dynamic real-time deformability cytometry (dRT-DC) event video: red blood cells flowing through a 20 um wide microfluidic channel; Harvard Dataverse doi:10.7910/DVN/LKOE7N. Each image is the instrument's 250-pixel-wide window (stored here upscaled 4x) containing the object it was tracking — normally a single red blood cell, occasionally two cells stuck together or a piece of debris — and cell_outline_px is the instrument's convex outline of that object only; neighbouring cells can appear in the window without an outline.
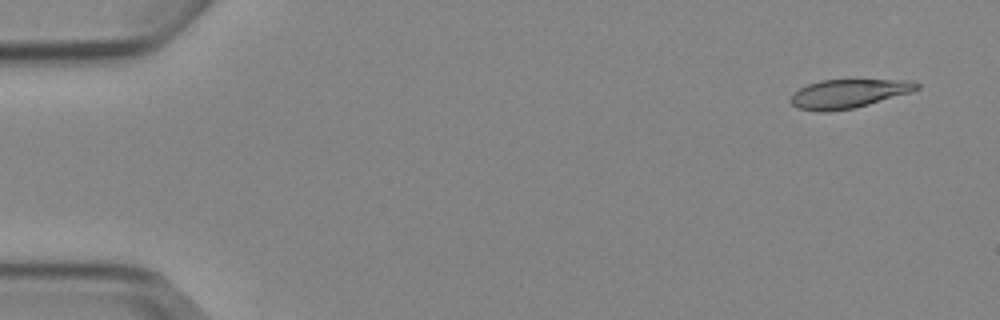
{"species": "Egyptian fruit bat (a non-hibernating species)", "species_latin": "Rousettus aegyptiacus", "temperature_condition": "cold", "stored_images_in_passage": 7, "camera_frame_rate_fps": 3000, "um_per_image_px": 0.085, "animal": {"sex": "female"}, "frame": {"image": 1, "passage_image": 1, "time_ms": 0.0, "image_size_px": [1000, 320], "cell_outline_px": [[920, 88], [912, 92], [868, 104], [852, 108], [820, 112], [800, 108], [792, 104], [788, 100], [792, 92], [808, 84], [820, 80], [912, 80], [920, 84]], "centroid_in_image_um": [72.11, 7.94], "position_along_channel_um": 12.9, "area_um2": 21.04}}
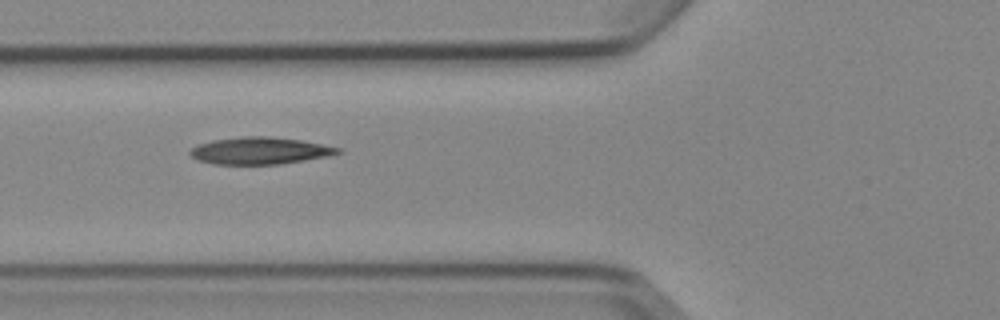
{"frame": {"image": 2, "passage_image": 6, "time_ms": 5.667, "image_size_px": [1000, 320], "cell_outline_px": [[340, 152], [328, 156], [280, 164], [212, 164], [200, 160], [192, 156], [188, 152], [196, 144], [212, 140], [240, 136], [268, 136], [300, 140], [340, 148]], "centroid_in_image_um": [22.03, 12.8], "position_along_channel_um": 103.8, "area_um2": 23.12}}
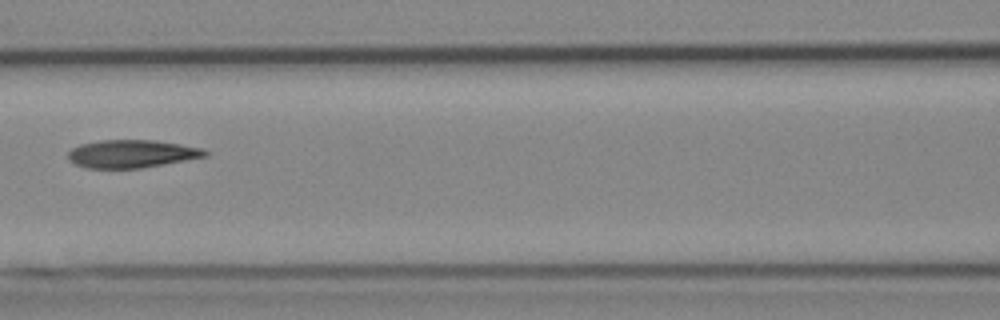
{"frame": {"image": 3, "passage_image": 7, "time_ms": 7.0, "image_size_px": [1000, 320], "cell_outline_px": [[208, 156], [164, 164], [140, 168], [84, 168], [68, 160], [68, 152], [72, 148], [80, 144], [100, 140], [152, 140], [180, 144], [204, 148], [208, 152]], "centroid_in_image_um": [11.19, 13.07], "position_along_channel_um": 155.4, "area_um2": 22.31}}